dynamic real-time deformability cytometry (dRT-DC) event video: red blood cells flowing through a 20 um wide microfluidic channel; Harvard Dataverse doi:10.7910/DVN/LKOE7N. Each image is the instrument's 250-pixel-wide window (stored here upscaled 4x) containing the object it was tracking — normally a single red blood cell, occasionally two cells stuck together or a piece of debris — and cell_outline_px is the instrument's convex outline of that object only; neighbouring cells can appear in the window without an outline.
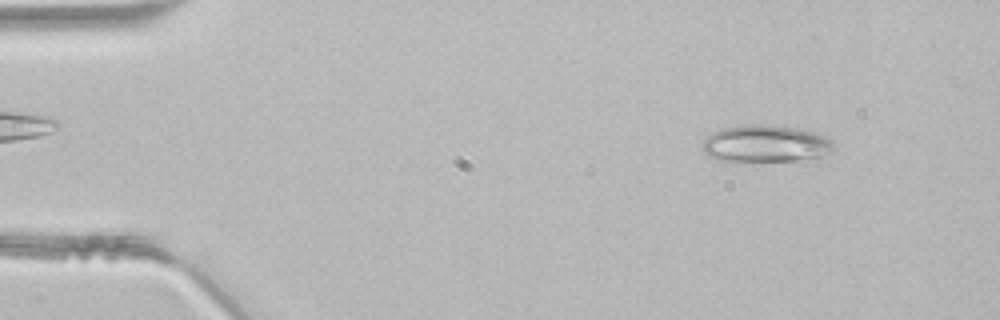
{"species": "common noctule bat (a hibernating species)", "species_latin": "Nyctalus noctula", "temperature_condition": "room temperature", "stored_images_in_passage": 12, "camera_frame_rate_fps": 3000, "um_per_image_px": 0.085, "animal": {"sex": "male", "body_mass_g": 21.5, "forearm_length_mm": 52.0}, "frame": {"image": 1, "passage_image": 4, "time_ms": 1.0, "image_size_px": [1000, 320], "cell_outline_px": [[836, 148], [820, 164], [720, 160], [708, 156], [704, 152], [704, 140], [712, 132], [724, 128], [744, 124], [760, 124], [796, 128], [816, 132], [832, 140]], "centroid_in_image_um": [65.3, 12.29], "position_along_channel_um": 19.7, "area_um2": 30.11}}